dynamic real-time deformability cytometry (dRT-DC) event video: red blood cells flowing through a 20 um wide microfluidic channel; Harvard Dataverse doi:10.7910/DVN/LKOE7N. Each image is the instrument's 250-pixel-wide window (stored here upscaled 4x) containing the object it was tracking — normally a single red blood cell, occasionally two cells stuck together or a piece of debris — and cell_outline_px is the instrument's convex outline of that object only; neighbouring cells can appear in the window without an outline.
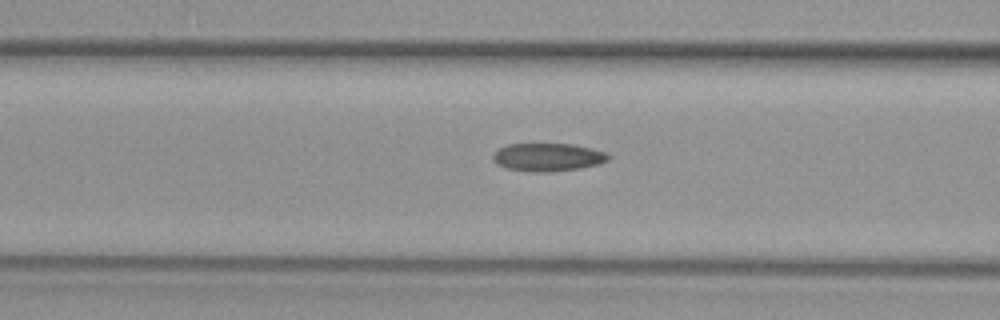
{"species": "common noctule bat (a hibernating species)", "species_latin": "Nyctalus noctula", "temperature_condition": "warm", "stored_images_in_passage": 9, "camera_frame_rate_fps": 3000, "um_per_image_px": 0.085, "animal": {"sex": "female", "body_mass_g": 29.2, "forearm_length_mm": 56.3}, "frame": {"image": 1, "passage_image": 8, "time_ms": 2.333, "image_size_px": [1000, 320], "cell_outline_px": [[612, 156], [608, 160], [600, 164], [580, 168], [552, 172], [532, 172], [508, 168], [496, 164], [492, 160], [492, 156], [500, 148], [508, 144], [572, 144], [592, 148], [608, 152]], "centroid_in_image_um": [46.62, 13.36], "position_along_channel_um": 120.0, "area_um2": 19.02}}